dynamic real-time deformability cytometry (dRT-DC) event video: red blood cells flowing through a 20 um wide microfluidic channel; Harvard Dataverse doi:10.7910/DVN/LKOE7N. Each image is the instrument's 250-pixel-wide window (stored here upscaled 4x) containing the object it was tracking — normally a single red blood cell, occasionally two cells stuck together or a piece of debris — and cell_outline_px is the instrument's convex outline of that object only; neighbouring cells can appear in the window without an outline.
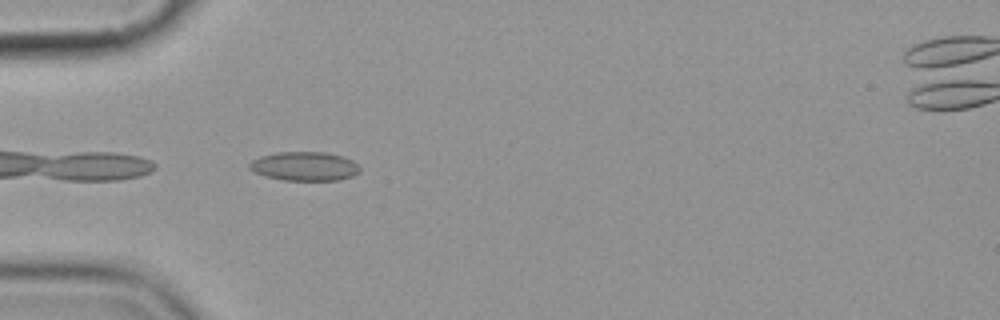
{"species": "common noctule bat (a hibernating species)", "species_latin": "Nyctalus noctula", "temperature_condition": "cold", "stored_images_in_passage": 6, "camera_frame_rate_fps": 3000, "um_per_image_px": 0.085, "animal": {"sex": "female", "body_mass_g": 19.9}, "frame": {"image": 1, "passage_image": 5, "time_ms": 4.667, "image_size_px": [1000, 320], "cell_outline_px": [[360, 172], [352, 176], [340, 180], [284, 180], [264, 176], [252, 172], [248, 168], [248, 164], [252, 160], [260, 156], [280, 152], [324, 152], [340, 156], [352, 160], [360, 168]], "centroid_in_image_um": [25.85, 14.14], "position_along_channel_um": 59.2, "area_um2": 18.67}}